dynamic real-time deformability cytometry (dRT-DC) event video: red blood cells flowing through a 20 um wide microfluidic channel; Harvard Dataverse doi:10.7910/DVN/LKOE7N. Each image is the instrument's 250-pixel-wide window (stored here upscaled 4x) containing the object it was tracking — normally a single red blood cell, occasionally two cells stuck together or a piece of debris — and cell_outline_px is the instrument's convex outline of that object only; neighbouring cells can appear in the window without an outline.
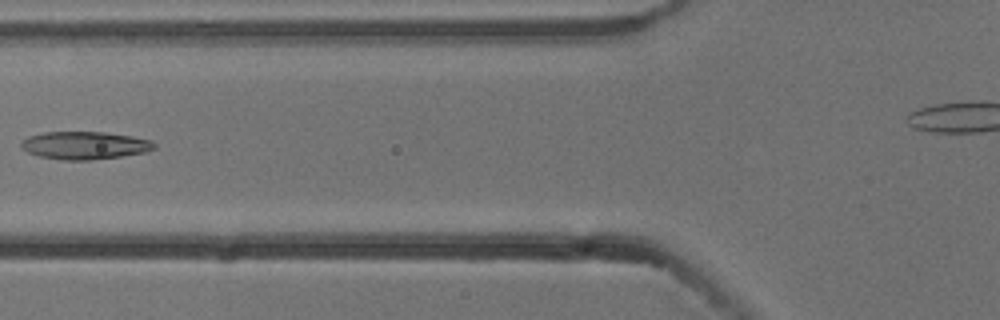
{"species": "common noctule bat (a hibernating species)", "species_latin": "Nyctalus noctula", "temperature_condition": "cold", "stored_images_in_passage": 6, "segment_of_instrument_passage": [1, 2], "camera_frame_rate_fps": 3000, "um_per_image_px": 0.085, "animal": {"sex": "male", "body_mass_g": 13.3}, "frame": {"image": 1, "passage_image": 5, "time_ms": 1.333, "image_size_px": [1000, 320], "cell_outline_px": [[156, 148], [144, 152], [120, 156], [88, 160], [64, 160], [40, 156], [28, 152], [20, 148], [20, 144], [28, 136], [44, 132], [104, 132], [132, 136], [152, 140], [156, 144]], "centroid_in_image_um": [7.2, 12.35], "position_along_channel_um": 118.6, "area_um2": 21.44}}